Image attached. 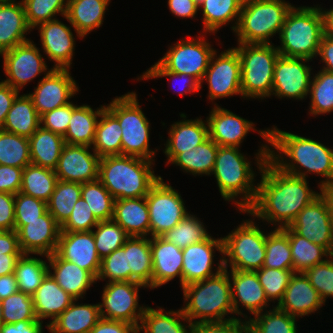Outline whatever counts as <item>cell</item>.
I'll list each match as a JSON object with an SVG mask.
<instances>
[{"instance_id":"1","label":"cell","mask_w":333,"mask_h":333,"mask_svg":"<svg viewBox=\"0 0 333 333\" xmlns=\"http://www.w3.org/2000/svg\"><path fill=\"white\" fill-rule=\"evenodd\" d=\"M269 148L264 144L255 154L256 165L262 173L261 180L257 183L254 202L241 213L258 217L282 229L290 226L299 212L320 193L308 187L307 178L285 173L276 167L268 159Z\"/></svg>"},{"instance_id":"2","label":"cell","mask_w":333,"mask_h":333,"mask_svg":"<svg viewBox=\"0 0 333 333\" xmlns=\"http://www.w3.org/2000/svg\"><path fill=\"white\" fill-rule=\"evenodd\" d=\"M271 129L258 132L266 143L277 151L269 149L268 153V159L276 167L285 173L305 179L308 173L325 177L318 188L333 182V149L316 140L279 130L275 126ZM283 154L289 157L290 162L284 161Z\"/></svg>"},{"instance_id":"3","label":"cell","mask_w":333,"mask_h":333,"mask_svg":"<svg viewBox=\"0 0 333 333\" xmlns=\"http://www.w3.org/2000/svg\"><path fill=\"white\" fill-rule=\"evenodd\" d=\"M153 164L128 155L100 157L98 180L115 200L146 197L161 177L154 174Z\"/></svg>"},{"instance_id":"4","label":"cell","mask_w":333,"mask_h":333,"mask_svg":"<svg viewBox=\"0 0 333 333\" xmlns=\"http://www.w3.org/2000/svg\"><path fill=\"white\" fill-rule=\"evenodd\" d=\"M182 290L185 302L182 311L191 324L222 322L236 318L234 315L225 318L227 314H234L228 269L188 284L182 287Z\"/></svg>"},{"instance_id":"5","label":"cell","mask_w":333,"mask_h":333,"mask_svg":"<svg viewBox=\"0 0 333 333\" xmlns=\"http://www.w3.org/2000/svg\"><path fill=\"white\" fill-rule=\"evenodd\" d=\"M324 35L321 7H295L288 12L279 34L281 46L277 47L285 57L316 58Z\"/></svg>"},{"instance_id":"6","label":"cell","mask_w":333,"mask_h":333,"mask_svg":"<svg viewBox=\"0 0 333 333\" xmlns=\"http://www.w3.org/2000/svg\"><path fill=\"white\" fill-rule=\"evenodd\" d=\"M239 150L237 147L218 146L212 174L222 198L225 201L233 200L238 211H245L255 200L257 185L254 184L256 176L251 162ZM239 195L241 201L237 199Z\"/></svg>"},{"instance_id":"7","label":"cell","mask_w":333,"mask_h":333,"mask_svg":"<svg viewBox=\"0 0 333 333\" xmlns=\"http://www.w3.org/2000/svg\"><path fill=\"white\" fill-rule=\"evenodd\" d=\"M294 5L284 0H243L234 32L238 43L270 44V37L281 32Z\"/></svg>"},{"instance_id":"8","label":"cell","mask_w":333,"mask_h":333,"mask_svg":"<svg viewBox=\"0 0 333 333\" xmlns=\"http://www.w3.org/2000/svg\"><path fill=\"white\" fill-rule=\"evenodd\" d=\"M241 62V90L243 98L270 97L274 66L280 56L277 47L270 44L238 43L234 48Z\"/></svg>"},{"instance_id":"9","label":"cell","mask_w":333,"mask_h":333,"mask_svg":"<svg viewBox=\"0 0 333 333\" xmlns=\"http://www.w3.org/2000/svg\"><path fill=\"white\" fill-rule=\"evenodd\" d=\"M105 107L118 119L122 130V155L154 161L149 147L150 123L139 106L136 92L115 97Z\"/></svg>"},{"instance_id":"10","label":"cell","mask_w":333,"mask_h":333,"mask_svg":"<svg viewBox=\"0 0 333 333\" xmlns=\"http://www.w3.org/2000/svg\"><path fill=\"white\" fill-rule=\"evenodd\" d=\"M266 236L255 222L248 219L222 237L224 269L228 264L231 270L255 272L261 269L265 261Z\"/></svg>"},{"instance_id":"11","label":"cell","mask_w":333,"mask_h":333,"mask_svg":"<svg viewBox=\"0 0 333 333\" xmlns=\"http://www.w3.org/2000/svg\"><path fill=\"white\" fill-rule=\"evenodd\" d=\"M146 201L151 237H161L189 214L180 193L164 183L162 177L152 186Z\"/></svg>"},{"instance_id":"12","label":"cell","mask_w":333,"mask_h":333,"mask_svg":"<svg viewBox=\"0 0 333 333\" xmlns=\"http://www.w3.org/2000/svg\"><path fill=\"white\" fill-rule=\"evenodd\" d=\"M143 287L146 286L135 281L107 283L101 296L102 303H99L101 318L127 322L138 328L145 310V306L138 304V291Z\"/></svg>"},{"instance_id":"13","label":"cell","mask_w":333,"mask_h":333,"mask_svg":"<svg viewBox=\"0 0 333 333\" xmlns=\"http://www.w3.org/2000/svg\"><path fill=\"white\" fill-rule=\"evenodd\" d=\"M201 37L199 39H188L176 42L170 46L165 55L158 61L167 71L184 73L195 77L200 83L211 59L216 51L210 43Z\"/></svg>"},{"instance_id":"14","label":"cell","mask_w":333,"mask_h":333,"mask_svg":"<svg viewBox=\"0 0 333 333\" xmlns=\"http://www.w3.org/2000/svg\"><path fill=\"white\" fill-rule=\"evenodd\" d=\"M216 52L212 54L202 79V82H208L209 100L238 94L242 96L241 62L237 51L232 47L221 52L218 57Z\"/></svg>"},{"instance_id":"15","label":"cell","mask_w":333,"mask_h":333,"mask_svg":"<svg viewBox=\"0 0 333 333\" xmlns=\"http://www.w3.org/2000/svg\"><path fill=\"white\" fill-rule=\"evenodd\" d=\"M1 56L3 70L7 75V79L3 82L18 91L42 72L53 69L47 68L43 55L32 40L5 51Z\"/></svg>"},{"instance_id":"16","label":"cell","mask_w":333,"mask_h":333,"mask_svg":"<svg viewBox=\"0 0 333 333\" xmlns=\"http://www.w3.org/2000/svg\"><path fill=\"white\" fill-rule=\"evenodd\" d=\"M309 61L312 60L280 55L274 66L272 95L280 99L307 98L312 79L311 66L305 64Z\"/></svg>"},{"instance_id":"17","label":"cell","mask_w":333,"mask_h":333,"mask_svg":"<svg viewBox=\"0 0 333 333\" xmlns=\"http://www.w3.org/2000/svg\"><path fill=\"white\" fill-rule=\"evenodd\" d=\"M14 230L23 254L45 257L56 252L61 228L48 210L37 220L15 221Z\"/></svg>"},{"instance_id":"18","label":"cell","mask_w":333,"mask_h":333,"mask_svg":"<svg viewBox=\"0 0 333 333\" xmlns=\"http://www.w3.org/2000/svg\"><path fill=\"white\" fill-rule=\"evenodd\" d=\"M69 70L53 68L47 71L34 92L28 94L39 116L69 104V99L78 92L79 88Z\"/></svg>"},{"instance_id":"19","label":"cell","mask_w":333,"mask_h":333,"mask_svg":"<svg viewBox=\"0 0 333 333\" xmlns=\"http://www.w3.org/2000/svg\"><path fill=\"white\" fill-rule=\"evenodd\" d=\"M289 227L333 255V228L327 203L321 194L299 212Z\"/></svg>"},{"instance_id":"20","label":"cell","mask_w":333,"mask_h":333,"mask_svg":"<svg viewBox=\"0 0 333 333\" xmlns=\"http://www.w3.org/2000/svg\"><path fill=\"white\" fill-rule=\"evenodd\" d=\"M219 251L223 255V239L213 238L209 236L206 240L196 244L189 245L182 249L183 265H182V287L202 281L212 277L224 269L223 256L218 262V268L214 267L213 258L215 251Z\"/></svg>"},{"instance_id":"21","label":"cell","mask_w":333,"mask_h":333,"mask_svg":"<svg viewBox=\"0 0 333 333\" xmlns=\"http://www.w3.org/2000/svg\"><path fill=\"white\" fill-rule=\"evenodd\" d=\"M91 146H63L55 174L60 181L87 183L98 179L100 157Z\"/></svg>"},{"instance_id":"22","label":"cell","mask_w":333,"mask_h":333,"mask_svg":"<svg viewBox=\"0 0 333 333\" xmlns=\"http://www.w3.org/2000/svg\"><path fill=\"white\" fill-rule=\"evenodd\" d=\"M56 253L97 278L101 258L97 253L92 231L60 232Z\"/></svg>"},{"instance_id":"23","label":"cell","mask_w":333,"mask_h":333,"mask_svg":"<svg viewBox=\"0 0 333 333\" xmlns=\"http://www.w3.org/2000/svg\"><path fill=\"white\" fill-rule=\"evenodd\" d=\"M206 119L209 138L218 146L240 148V144L250 130L258 131L254 128L253 122L217 104Z\"/></svg>"},{"instance_id":"24","label":"cell","mask_w":333,"mask_h":333,"mask_svg":"<svg viewBox=\"0 0 333 333\" xmlns=\"http://www.w3.org/2000/svg\"><path fill=\"white\" fill-rule=\"evenodd\" d=\"M42 48L55 69H70L74 55L75 38L71 27L58 19L37 26Z\"/></svg>"},{"instance_id":"25","label":"cell","mask_w":333,"mask_h":333,"mask_svg":"<svg viewBox=\"0 0 333 333\" xmlns=\"http://www.w3.org/2000/svg\"><path fill=\"white\" fill-rule=\"evenodd\" d=\"M234 314L247 318L239 309L240 304L254 316L264 312L269 306L264 289L256 272L231 270L229 272ZM231 277V280H230ZM264 309V310H263Z\"/></svg>"},{"instance_id":"26","label":"cell","mask_w":333,"mask_h":333,"mask_svg":"<svg viewBox=\"0 0 333 333\" xmlns=\"http://www.w3.org/2000/svg\"><path fill=\"white\" fill-rule=\"evenodd\" d=\"M319 293L311 285L303 272H294L284 292L282 300L276 307L293 317L315 313L322 307Z\"/></svg>"},{"instance_id":"27","label":"cell","mask_w":333,"mask_h":333,"mask_svg":"<svg viewBox=\"0 0 333 333\" xmlns=\"http://www.w3.org/2000/svg\"><path fill=\"white\" fill-rule=\"evenodd\" d=\"M152 289L179 277L182 287V249L161 237H151Z\"/></svg>"},{"instance_id":"28","label":"cell","mask_w":333,"mask_h":333,"mask_svg":"<svg viewBox=\"0 0 333 333\" xmlns=\"http://www.w3.org/2000/svg\"><path fill=\"white\" fill-rule=\"evenodd\" d=\"M165 155L170 163L178 154L195 149L209 138L208 125L201 118L181 120L171 125Z\"/></svg>"},{"instance_id":"29","label":"cell","mask_w":333,"mask_h":333,"mask_svg":"<svg viewBox=\"0 0 333 333\" xmlns=\"http://www.w3.org/2000/svg\"><path fill=\"white\" fill-rule=\"evenodd\" d=\"M46 258L49 269H53V272L49 270V273L57 284L76 300L83 298L91 285L97 282L89 271L62 259L56 252Z\"/></svg>"},{"instance_id":"30","label":"cell","mask_w":333,"mask_h":333,"mask_svg":"<svg viewBox=\"0 0 333 333\" xmlns=\"http://www.w3.org/2000/svg\"><path fill=\"white\" fill-rule=\"evenodd\" d=\"M34 311L37 319L52 318L48 326L75 300L64 291L50 273L43 279L41 285L32 295ZM52 320V321H51Z\"/></svg>"},{"instance_id":"31","label":"cell","mask_w":333,"mask_h":333,"mask_svg":"<svg viewBox=\"0 0 333 333\" xmlns=\"http://www.w3.org/2000/svg\"><path fill=\"white\" fill-rule=\"evenodd\" d=\"M29 30L22 1L0 3V55L30 41L25 35Z\"/></svg>"},{"instance_id":"32","label":"cell","mask_w":333,"mask_h":333,"mask_svg":"<svg viewBox=\"0 0 333 333\" xmlns=\"http://www.w3.org/2000/svg\"><path fill=\"white\" fill-rule=\"evenodd\" d=\"M110 0H68L65 19L74 28L76 36L84 38L103 24Z\"/></svg>"},{"instance_id":"33","label":"cell","mask_w":333,"mask_h":333,"mask_svg":"<svg viewBox=\"0 0 333 333\" xmlns=\"http://www.w3.org/2000/svg\"><path fill=\"white\" fill-rule=\"evenodd\" d=\"M113 220L129 236L146 237L150 235L146 197L115 200Z\"/></svg>"},{"instance_id":"34","label":"cell","mask_w":333,"mask_h":333,"mask_svg":"<svg viewBox=\"0 0 333 333\" xmlns=\"http://www.w3.org/2000/svg\"><path fill=\"white\" fill-rule=\"evenodd\" d=\"M74 300L49 326L50 333H89L101 319L99 304Z\"/></svg>"},{"instance_id":"35","label":"cell","mask_w":333,"mask_h":333,"mask_svg":"<svg viewBox=\"0 0 333 333\" xmlns=\"http://www.w3.org/2000/svg\"><path fill=\"white\" fill-rule=\"evenodd\" d=\"M122 247L127 251L129 281L152 289L151 238L130 236Z\"/></svg>"},{"instance_id":"36","label":"cell","mask_w":333,"mask_h":333,"mask_svg":"<svg viewBox=\"0 0 333 333\" xmlns=\"http://www.w3.org/2000/svg\"><path fill=\"white\" fill-rule=\"evenodd\" d=\"M31 164L55 170L65 145L64 137L41 126L29 137Z\"/></svg>"},{"instance_id":"37","label":"cell","mask_w":333,"mask_h":333,"mask_svg":"<svg viewBox=\"0 0 333 333\" xmlns=\"http://www.w3.org/2000/svg\"><path fill=\"white\" fill-rule=\"evenodd\" d=\"M105 108L104 105L94 111L89 105L77 106L72 111L67 132L63 136L65 143L92 147L96 125Z\"/></svg>"},{"instance_id":"38","label":"cell","mask_w":333,"mask_h":333,"mask_svg":"<svg viewBox=\"0 0 333 333\" xmlns=\"http://www.w3.org/2000/svg\"><path fill=\"white\" fill-rule=\"evenodd\" d=\"M40 127V116L28 94H19L7 113L4 131L29 138Z\"/></svg>"},{"instance_id":"39","label":"cell","mask_w":333,"mask_h":333,"mask_svg":"<svg viewBox=\"0 0 333 333\" xmlns=\"http://www.w3.org/2000/svg\"><path fill=\"white\" fill-rule=\"evenodd\" d=\"M181 320L187 322L182 323ZM188 327V329H187ZM193 324L184 316L182 309L164 312V308L145 307L138 332L144 333H191Z\"/></svg>"},{"instance_id":"40","label":"cell","mask_w":333,"mask_h":333,"mask_svg":"<svg viewBox=\"0 0 333 333\" xmlns=\"http://www.w3.org/2000/svg\"><path fill=\"white\" fill-rule=\"evenodd\" d=\"M243 0H204L198 7L203 11V32L216 33L222 26L235 21L236 29Z\"/></svg>"},{"instance_id":"41","label":"cell","mask_w":333,"mask_h":333,"mask_svg":"<svg viewBox=\"0 0 333 333\" xmlns=\"http://www.w3.org/2000/svg\"><path fill=\"white\" fill-rule=\"evenodd\" d=\"M122 130L118 119L105 108L98 119L92 149L99 157L122 155Z\"/></svg>"},{"instance_id":"42","label":"cell","mask_w":333,"mask_h":333,"mask_svg":"<svg viewBox=\"0 0 333 333\" xmlns=\"http://www.w3.org/2000/svg\"><path fill=\"white\" fill-rule=\"evenodd\" d=\"M289 237L293 271L304 272L306 269L325 262L332 254L324 247L298 235L289 226L282 228ZM326 256L325 259H323Z\"/></svg>"},{"instance_id":"43","label":"cell","mask_w":333,"mask_h":333,"mask_svg":"<svg viewBox=\"0 0 333 333\" xmlns=\"http://www.w3.org/2000/svg\"><path fill=\"white\" fill-rule=\"evenodd\" d=\"M218 145L208 138L195 149L178 154L170 163L180 166L182 170L194 176L210 175L215 166Z\"/></svg>"},{"instance_id":"44","label":"cell","mask_w":333,"mask_h":333,"mask_svg":"<svg viewBox=\"0 0 333 333\" xmlns=\"http://www.w3.org/2000/svg\"><path fill=\"white\" fill-rule=\"evenodd\" d=\"M57 181L55 170L29 164L23 169L20 192L47 203Z\"/></svg>"},{"instance_id":"45","label":"cell","mask_w":333,"mask_h":333,"mask_svg":"<svg viewBox=\"0 0 333 333\" xmlns=\"http://www.w3.org/2000/svg\"><path fill=\"white\" fill-rule=\"evenodd\" d=\"M22 254L16 263L14 274L18 291L32 296L49 273V266L43 259Z\"/></svg>"},{"instance_id":"46","label":"cell","mask_w":333,"mask_h":333,"mask_svg":"<svg viewBox=\"0 0 333 333\" xmlns=\"http://www.w3.org/2000/svg\"><path fill=\"white\" fill-rule=\"evenodd\" d=\"M82 183L57 181L55 190L47 202V210L61 226L72 213L74 204L80 199Z\"/></svg>"},{"instance_id":"47","label":"cell","mask_w":333,"mask_h":333,"mask_svg":"<svg viewBox=\"0 0 333 333\" xmlns=\"http://www.w3.org/2000/svg\"><path fill=\"white\" fill-rule=\"evenodd\" d=\"M249 317L247 320L250 333H297L296 317L273 307L269 311Z\"/></svg>"},{"instance_id":"48","label":"cell","mask_w":333,"mask_h":333,"mask_svg":"<svg viewBox=\"0 0 333 333\" xmlns=\"http://www.w3.org/2000/svg\"><path fill=\"white\" fill-rule=\"evenodd\" d=\"M263 267L293 270L289 237L281 228L271 230L266 236V252Z\"/></svg>"},{"instance_id":"49","label":"cell","mask_w":333,"mask_h":333,"mask_svg":"<svg viewBox=\"0 0 333 333\" xmlns=\"http://www.w3.org/2000/svg\"><path fill=\"white\" fill-rule=\"evenodd\" d=\"M29 164V138L0 129V165L24 168Z\"/></svg>"},{"instance_id":"50","label":"cell","mask_w":333,"mask_h":333,"mask_svg":"<svg viewBox=\"0 0 333 333\" xmlns=\"http://www.w3.org/2000/svg\"><path fill=\"white\" fill-rule=\"evenodd\" d=\"M209 236L203 222L190 212L171 230L162 235L165 240L172 242L180 249L204 241Z\"/></svg>"},{"instance_id":"51","label":"cell","mask_w":333,"mask_h":333,"mask_svg":"<svg viewBox=\"0 0 333 333\" xmlns=\"http://www.w3.org/2000/svg\"><path fill=\"white\" fill-rule=\"evenodd\" d=\"M81 197L98 221L113 219L115 199L98 179L82 183Z\"/></svg>"},{"instance_id":"52","label":"cell","mask_w":333,"mask_h":333,"mask_svg":"<svg viewBox=\"0 0 333 333\" xmlns=\"http://www.w3.org/2000/svg\"><path fill=\"white\" fill-rule=\"evenodd\" d=\"M311 79L310 115H322L333 111V73L320 71Z\"/></svg>"},{"instance_id":"53","label":"cell","mask_w":333,"mask_h":333,"mask_svg":"<svg viewBox=\"0 0 333 333\" xmlns=\"http://www.w3.org/2000/svg\"><path fill=\"white\" fill-rule=\"evenodd\" d=\"M92 230L97 253L101 259L121 248L130 237L125 230L113 219L99 221Z\"/></svg>"},{"instance_id":"54","label":"cell","mask_w":333,"mask_h":333,"mask_svg":"<svg viewBox=\"0 0 333 333\" xmlns=\"http://www.w3.org/2000/svg\"><path fill=\"white\" fill-rule=\"evenodd\" d=\"M26 14V20L31 29L42 23L54 20L60 13L66 15L68 0H21ZM66 2V3H65Z\"/></svg>"},{"instance_id":"55","label":"cell","mask_w":333,"mask_h":333,"mask_svg":"<svg viewBox=\"0 0 333 333\" xmlns=\"http://www.w3.org/2000/svg\"><path fill=\"white\" fill-rule=\"evenodd\" d=\"M1 302L4 324L38 320L35 315L32 296L28 294L18 291L1 300Z\"/></svg>"},{"instance_id":"56","label":"cell","mask_w":333,"mask_h":333,"mask_svg":"<svg viewBox=\"0 0 333 333\" xmlns=\"http://www.w3.org/2000/svg\"><path fill=\"white\" fill-rule=\"evenodd\" d=\"M255 272L268 301L277 300L279 303L294 271L262 267Z\"/></svg>"},{"instance_id":"57","label":"cell","mask_w":333,"mask_h":333,"mask_svg":"<svg viewBox=\"0 0 333 333\" xmlns=\"http://www.w3.org/2000/svg\"><path fill=\"white\" fill-rule=\"evenodd\" d=\"M108 279V282L129 281L127 251L123 247L116 249L110 255L101 259L98 280Z\"/></svg>"},{"instance_id":"58","label":"cell","mask_w":333,"mask_h":333,"mask_svg":"<svg viewBox=\"0 0 333 333\" xmlns=\"http://www.w3.org/2000/svg\"><path fill=\"white\" fill-rule=\"evenodd\" d=\"M304 275L319 293L322 301L333 297V255L323 263L306 269Z\"/></svg>"},{"instance_id":"59","label":"cell","mask_w":333,"mask_h":333,"mask_svg":"<svg viewBox=\"0 0 333 333\" xmlns=\"http://www.w3.org/2000/svg\"><path fill=\"white\" fill-rule=\"evenodd\" d=\"M99 221L95 218L87 202L80 197L74 204L69 218L60 226L61 232L92 231Z\"/></svg>"},{"instance_id":"60","label":"cell","mask_w":333,"mask_h":333,"mask_svg":"<svg viewBox=\"0 0 333 333\" xmlns=\"http://www.w3.org/2000/svg\"><path fill=\"white\" fill-rule=\"evenodd\" d=\"M46 211V202L21 192L15 194V221L37 220Z\"/></svg>"},{"instance_id":"61","label":"cell","mask_w":333,"mask_h":333,"mask_svg":"<svg viewBox=\"0 0 333 333\" xmlns=\"http://www.w3.org/2000/svg\"><path fill=\"white\" fill-rule=\"evenodd\" d=\"M76 107L77 105L70 102L65 106L44 113L40 116V126L46 130H50L64 136L67 132L72 111Z\"/></svg>"},{"instance_id":"62","label":"cell","mask_w":333,"mask_h":333,"mask_svg":"<svg viewBox=\"0 0 333 333\" xmlns=\"http://www.w3.org/2000/svg\"><path fill=\"white\" fill-rule=\"evenodd\" d=\"M157 77H168L173 79H180L182 83V89H180L179 94L183 96L187 93L198 92L201 89L202 84L195 78L184 73H174L172 71H167L159 62H156L152 67H150L145 73H143L142 77L137 80H148L150 78Z\"/></svg>"},{"instance_id":"63","label":"cell","mask_w":333,"mask_h":333,"mask_svg":"<svg viewBox=\"0 0 333 333\" xmlns=\"http://www.w3.org/2000/svg\"><path fill=\"white\" fill-rule=\"evenodd\" d=\"M191 333H250L247 321L234 318L222 322H201L193 324Z\"/></svg>"},{"instance_id":"64","label":"cell","mask_w":333,"mask_h":333,"mask_svg":"<svg viewBox=\"0 0 333 333\" xmlns=\"http://www.w3.org/2000/svg\"><path fill=\"white\" fill-rule=\"evenodd\" d=\"M24 168L0 165V192H20Z\"/></svg>"},{"instance_id":"65","label":"cell","mask_w":333,"mask_h":333,"mask_svg":"<svg viewBox=\"0 0 333 333\" xmlns=\"http://www.w3.org/2000/svg\"><path fill=\"white\" fill-rule=\"evenodd\" d=\"M15 194L0 192V231L14 230Z\"/></svg>"},{"instance_id":"66","label":"cell","mask_w":333,"mask_h":333,"mask_svg":"<svg viewBox=\"0 0 333 333\" xmlns=\"http://www.w3.org/2000/svg\"><path fill=\"white\" fill-rule=\"evenodd\" d=\"M89 333H139L138 328L123 321L101 318Z\"/></svg>"},{"instance_id":"67","label":"cell","mask_w":333,"mask_h":333,"mask_svg":"<svg viewBox=\"0 0 333 333\" xmlns=\"http://www.w3.org/2000/svg\"><path fill=\"white\" fill-rule=\"evenodd\" d=\"M18 94V90L0 81V129H2L7 113L11 109L12 103Z\"/></svg>"},{"instance_id":"68","label":"cell","mask_w":333,"mask_h":333,"mask_svg":"<svg viewBox=\"0 0 333 333\" xmlns=\"http://www.w3.org/2000/svg\"><path fill=\"white\" fill-rule=\"evenodd\" d=\"M172 14L180 18H194L199 10L195 0H168Z\"/></svg>"},{"instance_id":"69","label":"cell","mask_w":333,"mask_h":333,"mask_svg":"<svg viewBox=\"0 0 333 333\" xmlns=\"http://www.w3.org/2000/svg\"><path fill=\"white\" fill-rule=\"evenodd\" d=\"M43 322L37 321H21L17 323L2 324L0 333H43Z\"/></svg>"},{"instance_id":"70","label":"cell","mask_w":333,"mask_h":333,"mask_svg":"<svg viewBox=\"0 0 333 333\" xmlns=\"http://www.w3.org/2000/svg\"><path fill=\"white\" fill-rule=\"evenodd\" d=\"M4 254H23L16 230L0 231V256Z\"/></svg>"},{"instance_id":"71","label":"cell","mask_w":333,"mask_h":333,"mask_svg":"<svg viewBox=\"0 0 333 333\" xmlns=\"http://www.w3.org/2000/svg\"><path fill=\"white\" fill-rule=\"evenodd\" d=\"M317 55L320 56V61L325 64L322 70L333 73V38L322 36Z\"/></svg>"},{"instance_id":"72","label":"cell","mask_w":333,"mask_h":333,"mask_svg":"<svg viewBox=\"0 0 333 333\" xmlns=\"http://www.w3.org/2000/svg\"><path fill=\"white\" fill-rule=\"evenodd\" d=\"M18 292L17 281L14 273L0 276V299L3 300Z\"/></svg>"},{"instance_id":"73","label":"cell","mask_w":333,"mask_h":333,"mask_svg":"<svg viewBox=\"0 0 333 333\" xmlns=\"http://www.w3.org/2000/svg\"><path fill=\"white\" fill-rule=\"evenodd\" d=\"M22 254H4L0 256V276L14 273L16 263Z\"/></svg>"},{"instance_id":"74","label":"cell","mask_w":333,"mask_h":333,"mask_svg":"<svg viewBox=\"0 0 333 333\" xmlns=\"http://www.w3.org/2000/svg\"><path fill=\"white\" fill-rule=\"evenodd\" d=\"M320 194L324 197L327 203L333 228V182L321 186Z\"/></svg>"},{"instance_id":"75","label":"cell","mask_w":333,"mask_h":333,"mask_svg":"<svg viewBox=\"0 0 333 333\" xmlns=\"http://www.w3.org/2000/svg\"><path fill=\"white\" fill-rule=\"evenodd\" d=\"M321 12L323 15L324 35L333 38V8L329 10L321 8Z\"/></svg>"},{"instance_id":"76","label":"cell","mask_w":333,"mask_h":333,"mask_svg":"<svg viewBox=\"0 0 333 333\" xmlns=\"http://www.w3.org/2000/svg\"><path fill=\"white\" fill-rule=\"evenodd\" d=\"M3 324V318H2V302L0 299V326Z\"/></svg>"},{"instance_id":"77","label":"cell","mask_w":333,"mask_h":333,"mask_svg":"<svg viewBox=\"0 0 333 333\" xmlns=\"http://www.w3.org/2000/svg\"><path fill=\"white\" fill-rule=\"evenodd\" d=\"M16 2L15 0H0V3H11Z\"/></svg>"},{"instance_id":"78","label":"cell","mask_w":333,"mask_h":333,"mask_svg":"<svg viewBox=\"0 0 333 333\" xmlns=\"http://www.w3.org/2000/svg\"><path fill=\"white\" fill-rule=\"evenodd\" d=\"M204 0H195L196 4L199 6Z\"/></svg>"}]
</instances>
